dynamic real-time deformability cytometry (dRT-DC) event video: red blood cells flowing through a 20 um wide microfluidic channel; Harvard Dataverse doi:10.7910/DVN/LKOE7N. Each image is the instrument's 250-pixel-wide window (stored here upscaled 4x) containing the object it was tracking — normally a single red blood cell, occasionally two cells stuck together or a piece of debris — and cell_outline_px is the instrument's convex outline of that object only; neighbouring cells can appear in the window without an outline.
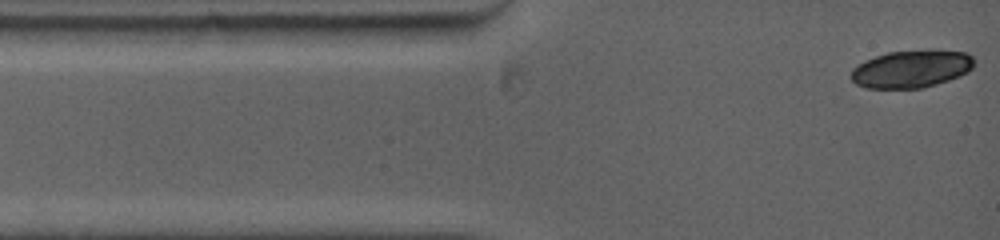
{"species": "common noctule bat (a hibernating species)", "species_latin": "Nyctalus noctula", "temperature_condition": "warm", "stored_images_in_passage": 10, "camera_frame_rate_fps": 5000, "um_per_image_px": 0.085, "animal": {"sex": "female", "body_mass_g": 19.0, "forearm_length_mm": 53.3}, "frame": {"image": 1, "passage_image": 1, "time_ms": 0.0, "image_size_px": [1000, 240], "cell_outline_px": [[976, 60], [972, 68], [968, 72], [960, 76], [936, 84], [920, 88], [868, 88], [856, 84], [852, 80], [852, 68], [864, 60], [888, 52], [928, 48], [932, 48], [968, 52]], "centroid_in_image_um": [77.53, 5.82], "position_along_channel_um": 7.5, "area_um2": 27.51}}